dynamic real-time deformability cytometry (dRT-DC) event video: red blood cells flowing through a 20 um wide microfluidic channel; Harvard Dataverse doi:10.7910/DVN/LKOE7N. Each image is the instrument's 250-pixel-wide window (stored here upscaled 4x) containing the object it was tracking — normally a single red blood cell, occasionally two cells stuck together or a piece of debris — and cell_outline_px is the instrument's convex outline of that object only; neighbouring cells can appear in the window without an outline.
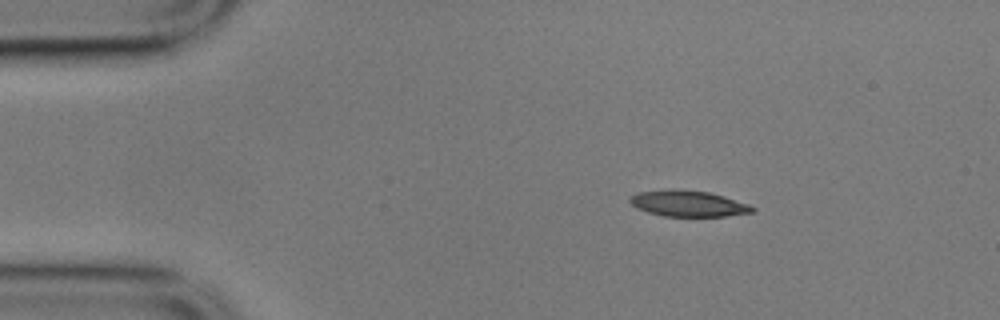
{"species": "common noctule bat (a hibernating species)", "species_latin": "Nyctalus noctula", "temperature_condition": "cold", "stored_images_in_passage": 55, "camera_frame_rate_fps": 3000, "um_per_image_px": 0.085, "animal": {"sex": "male", "body_mass_g": 17.9}, "frame": {"image": 1, "passage_image": 8, "time_ms": 2.333, "image_size_px": [1000, 320], "cell_outline_px": [[756, 208], [752, 212], [724, 216], [664, 216], [648, 212], [636, 208], [628, 200], [632, 196], [640, 192], [672, 188], [708, 192], [724, 196], [748, 204]], "centroid_in_image_um": [58.48, 17.29], "position_along_channel_um": 26.5, "area_um2": 18.44}}
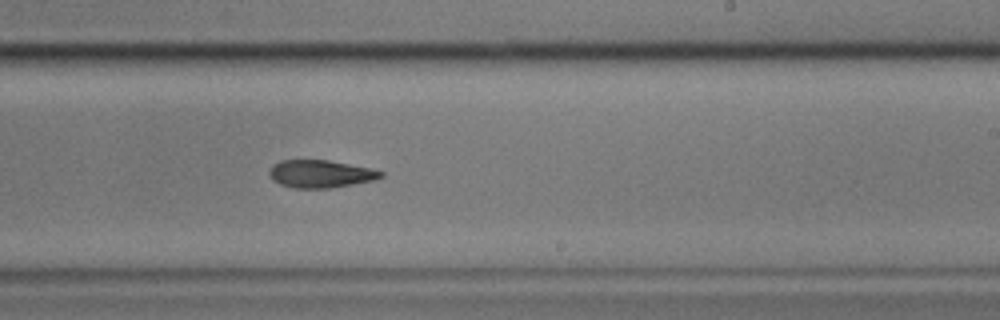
{"frame": {"image": 2, "passage_image": 33, "time_ms": 10.667, "image_size_px": [1000, 320], "cell_outline_px": [[384, 176], [376, 180], [328, 188], [296, 188], [280, 184], [272, 180], [268, 172], [272, 164], [280, 160], [328, 160], [372, 168], [384, 172]], "centroid_in_image_um": [27.25, 14.77], "position_along_channel_um": 261.8, "area_um2": 18.09}}
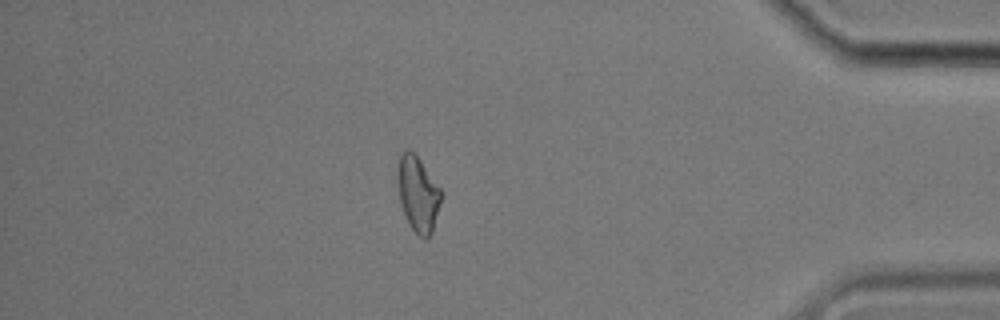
{"frame": {"image": 3, "passage_image": 48, "time_ms": 15.667, "image_size_px": [1000, 320], "cell_outline_px": [[444, 192], [432, 232], [428, 240], [424, 240], [408, 224], [400, 200], [396, 176], [396, 172], [400, 152], [408, 148], [420, 160]], "centroid_in_image_um": [35.53, 16.47], "position_along_channel_um": 399.7, "area_um2": 19.42}, "authors_computed_cell_mechanics": {"area_um2": 19.3052, "velocity_mm_per_s": 3.5204, "shape_relaxation_time_tau1_ms": 8.3704, "shape_relaxation_time_tau2_ms": 6.6794, "deformation_change_tau1": 0.1566, "deformation_change_tau2": 0.1538}}